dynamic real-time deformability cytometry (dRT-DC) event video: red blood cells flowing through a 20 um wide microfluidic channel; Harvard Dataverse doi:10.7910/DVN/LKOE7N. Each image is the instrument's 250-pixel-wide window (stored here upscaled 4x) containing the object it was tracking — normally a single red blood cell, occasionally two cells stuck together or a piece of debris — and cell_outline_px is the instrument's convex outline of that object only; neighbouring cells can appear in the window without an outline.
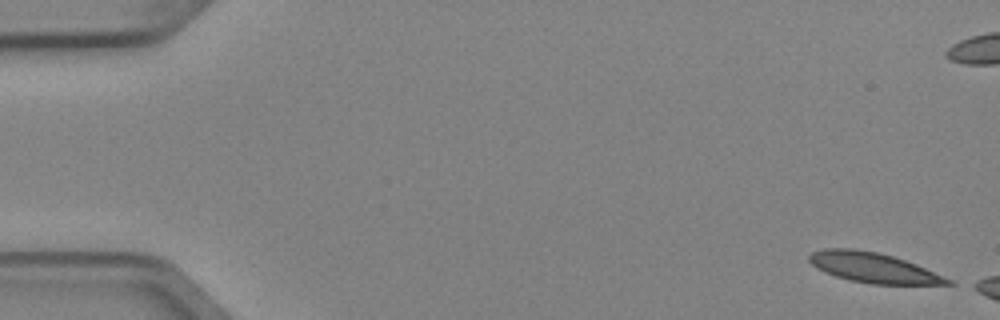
{"species": "Egyptian fruit bat (a non-hibernating species)", "species_latin": "Rousettus aegyptiacus", "temperature_condition": "cold", "stored_images_in_passage": 6, "camera_frame_rate_fps": 3000, "um_per_image_px": 0.085, "animal": {"sex": "female"}, "frame": {"image": 1, "passage_image": 1, "time_ms": 0.0, "image_size_px": [1000, 320], "cell_outline_px": [[956, 284], [872, 284], [848, 280], [824, 272], [816, 268], [808, 260], [808, 256], [812, 252], [824, 248], [852, 248], [876, 252], [892, 256], [916, 264], [956, 280]], "centroid_in_image_um": [74.26, 22.76], "position_along_channel_um": 10.7, "area_um2": 24.39}}